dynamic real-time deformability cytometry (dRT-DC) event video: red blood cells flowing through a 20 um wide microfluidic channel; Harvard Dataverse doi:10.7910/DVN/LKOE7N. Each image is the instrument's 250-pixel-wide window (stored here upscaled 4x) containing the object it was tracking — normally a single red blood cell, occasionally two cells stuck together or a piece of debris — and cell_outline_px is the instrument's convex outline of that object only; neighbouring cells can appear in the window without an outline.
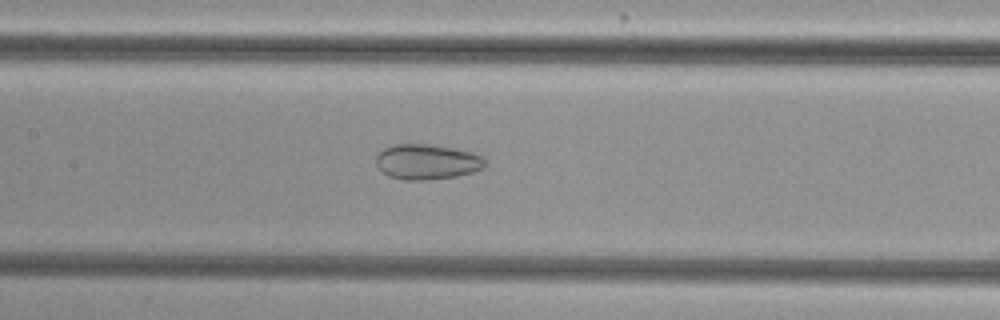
{"species": "common noctule bat (a hibernating species)", "species_latin": "Nyctalus noctula", "temperature_condition": "cold", "stored_images_in_passage": 42, "camera_frame_rate_fps": 3000, "um_per_image_px": 0.085, "animal": {"sex": "female", "body_mass_g": 29.2, "forearm_length_mm": 56.3}, "frame": {"image": 1, "passage_image": 14, "time_ms": 4.333, "image_size_px": [1000, 320], "cell_outline_px": [[484, 168], [472, 172], [456, 176], [428, 180], [400, 180], [388, 176], [376, 164], [376, 156], [384, 148], [392, 144], [432, 144], [472, 152], [480, 156], [484, 160]], "centroid_in_image_um": [36.26, 13.75], "position_along_channel_um": 171.1, "area_um2": 22.37}}
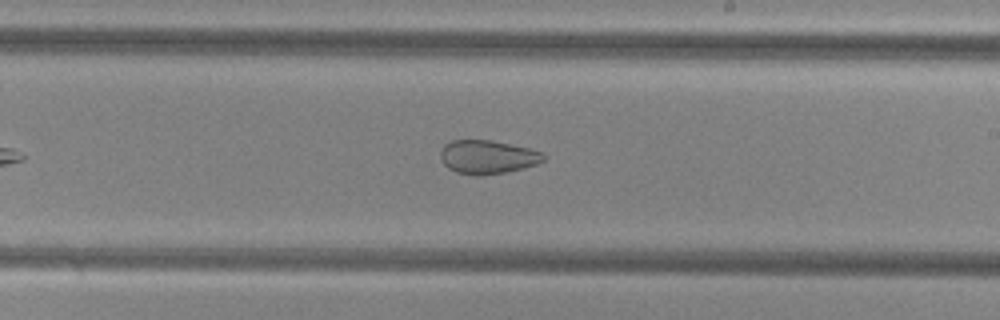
{"frame": {"image": 2, "passage_image": 20, "time_ms": 6.333, "image_size_px": [1000, 320], "cell_outline_px": [[544, 160], [536, 164], [504, 172], [480, 176], [476, 176], [456, 172], [448, 168], [440, 160], [440, 152], [444, 144], [452, 140], [492, 140], [528, 148], [544, 152]], "centroid_in_image_um": [41.4, 13.34], "position_along_channel_um": 247.6, "area_um2": 20.17}}
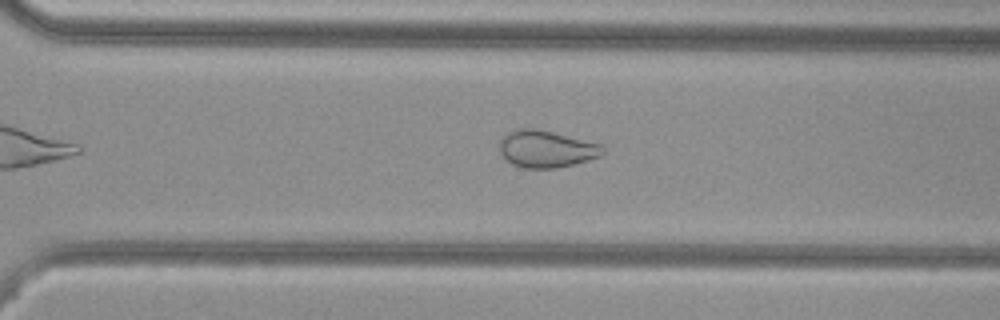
{"frame": {"image": 3, "passage_image": 26, "time_ms": 8.333, "image_size_px": [1000, 320], "cell_outline_px": [[604, 156], [556, 168], [524, 168], [512, 164], [500, 152], [500, 140], [508, 132], [520, 128], [536, 128], [600, 144], [604, 148]], "centroid_in_image_um": [46.45, 12.66], "position_along_channel_um": 324.2, "area_um2": 22.08}, "authors_computed_cell_mechanics": {"area_um2": 25.9522, "velocity_mm_per_s": 3.8446, "shape_relaxation_time_tau1_ms": null, "shape_relaxation_time_tau2_ms": 1.8654, "deformation_change_tau1": null, "deformation_change_tau2": 0.0726}}